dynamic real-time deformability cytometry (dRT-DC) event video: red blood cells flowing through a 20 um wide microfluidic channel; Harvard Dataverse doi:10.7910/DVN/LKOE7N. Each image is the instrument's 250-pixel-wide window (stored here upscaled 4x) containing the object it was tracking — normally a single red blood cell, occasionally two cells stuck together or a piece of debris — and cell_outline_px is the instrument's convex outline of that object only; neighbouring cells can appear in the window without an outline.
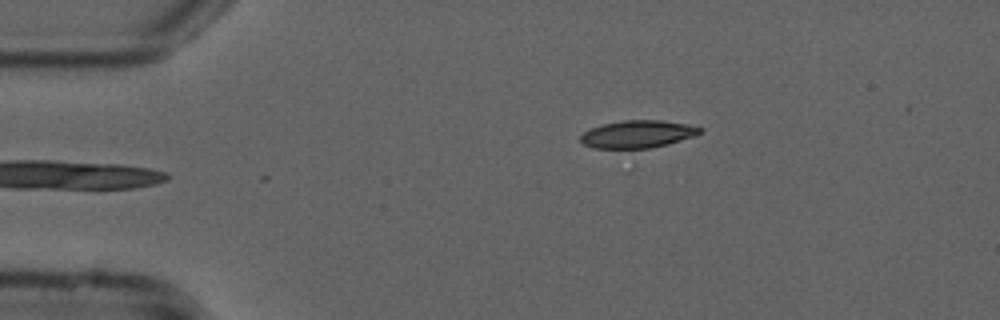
{"species": "common noctule bat (a hibernating species)", "species_latin": "Nyctalus noctula", "temperature_condition": "cold", "stored_images_in_passage": 10, "camera_frame_rate_fps": 3000, "um_per_image_px": 0.085, "animal": {"sex": "male", "forearm_length_mm": 52.5}, "frame": {"image": 1, "passage_image": 1, "time_ms": 0.0, "image_size_px": [1000, 320], "cell_outline_px": [[704, 132], [696, 136], [668, 144], [652, 148], [632, 152], [592, 148], [584, 144], [580, 140], [580, 136], [584, 132], [592, 128], [604, 124], [624, 120], [660, 120], [688, 124], [704, 128]], "centroid_in_image_um": [54.22, 11.46], "position_along_channel_um": 30.8, "area_um2": 20.11}}
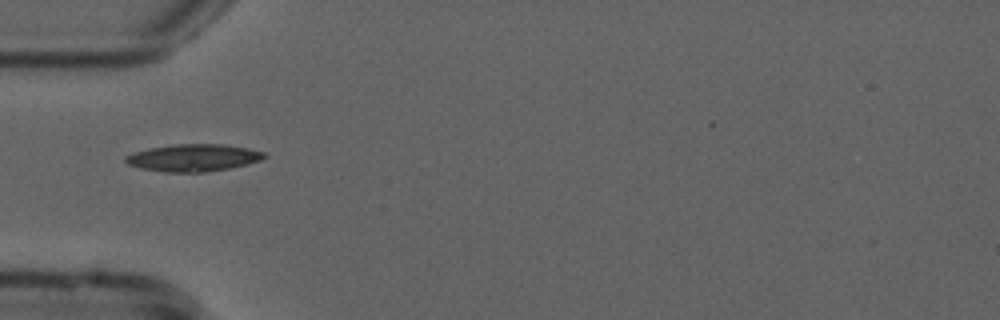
{"frame": {"image": 2, "passage_image": 8, "time_ms": 2.333, "image_size_px": [1000, 320], "cell_outline_px": [[268, 156], [260, 160], [248, 164], [228, 168], [204, 172], [164, 172], [140, 168], [128, 164], [124, 160], [124, 156], [148, 148], [172, 144], [224, 144], [248, 148], [264, 152]], "centroid_in_image_um": [16.43, 13.4], "position_along_channel_um": 68.6, "area_um2": 22.02}}